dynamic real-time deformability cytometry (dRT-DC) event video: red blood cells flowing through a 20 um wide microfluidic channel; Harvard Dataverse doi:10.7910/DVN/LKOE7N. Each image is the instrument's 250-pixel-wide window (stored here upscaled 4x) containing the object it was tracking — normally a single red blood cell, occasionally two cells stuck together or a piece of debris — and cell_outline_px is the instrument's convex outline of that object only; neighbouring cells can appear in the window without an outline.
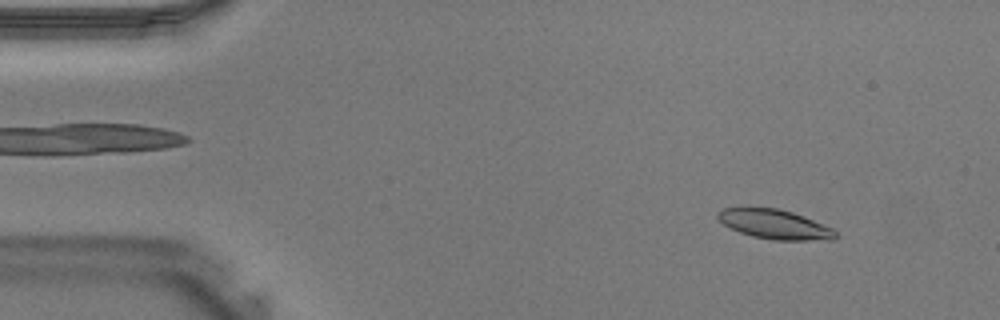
{"species": "Egyptian fruit bat (a non-hibernating species)", "species_latin": "Rousettus aegyptiacus", "temperature_condition": "warm", "stored_images_in_passage": 40, "camera_frame_rate_fps": 3000, "um_per_image_px": 0.085, "animal": {"sex": "male"}, "frame": {"image": 1, "passage_image": 4, "time_ms": 1.0, "image_size_px": [1000, 320], "cell_outline_px": [[840, 236], [836, 240], [772, 240], [752, 236], [740, 232], [724, 224], [716, 216], [716, 212], [724, 208], [776, 208], [792, 212], [832, 228]], "centroid_in_image_um": [65.89, 19.08], "position_along_channel_um": 19.1, "area_um2": 20.06}}
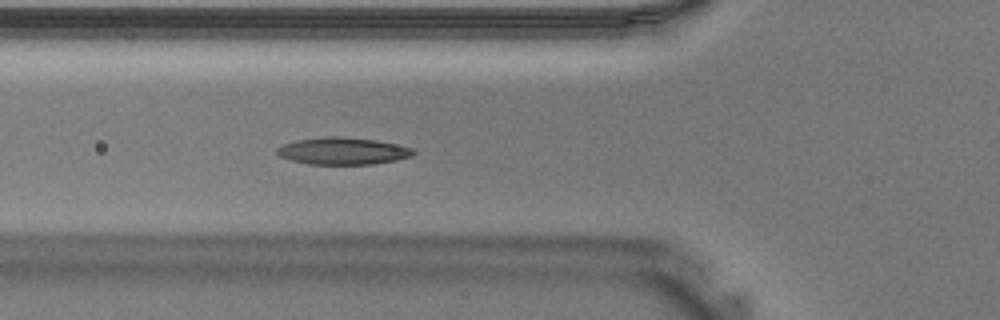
{"frame": {"image": 2, "passage_image": 14, "time_ms": 4.333, "image_size_px": [1000, 320], "cell_outline_px": [[416, 152], [412, 156], [396, 160], [372, 164], [308, 164], [292, 160], [280, 156], [276, 152], [276, 148], [284, 144], [296, 140], [324, 136], [336, 136], [376, 140], [412, 148]], "centroid_in_image_um": [29.13, 12.83], "position_along_channel_um": 96.7, "area_um2": 21.39}}
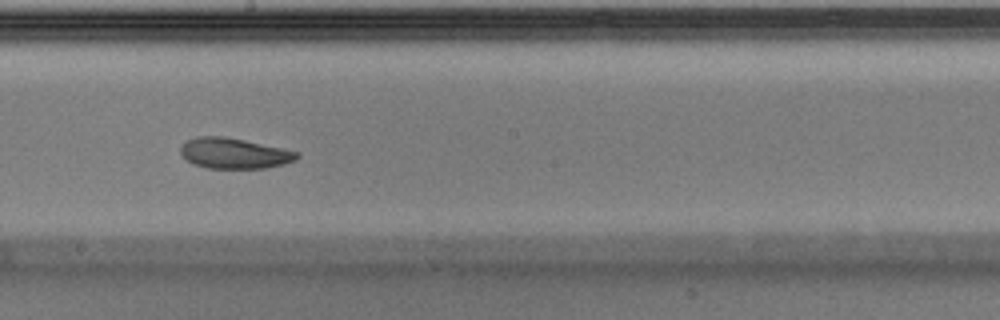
{"frame": {"image": 3, "passage_image": 22, "time_ms": 7.0, "image_size_px": [1000, 320], "cell_outline_px": [[300, 156], [296, 160], [284, 164], [264, 168], [208, 168], [192, 164], [180, 152], [180, 144], [184, 140], [196, 136], [224, 136], [244, 140], [300, 152]], "centroid_in_image_um": [19.88, 13.02], "position_along_channel_um": 228.3, "area_um2": 20.87}}